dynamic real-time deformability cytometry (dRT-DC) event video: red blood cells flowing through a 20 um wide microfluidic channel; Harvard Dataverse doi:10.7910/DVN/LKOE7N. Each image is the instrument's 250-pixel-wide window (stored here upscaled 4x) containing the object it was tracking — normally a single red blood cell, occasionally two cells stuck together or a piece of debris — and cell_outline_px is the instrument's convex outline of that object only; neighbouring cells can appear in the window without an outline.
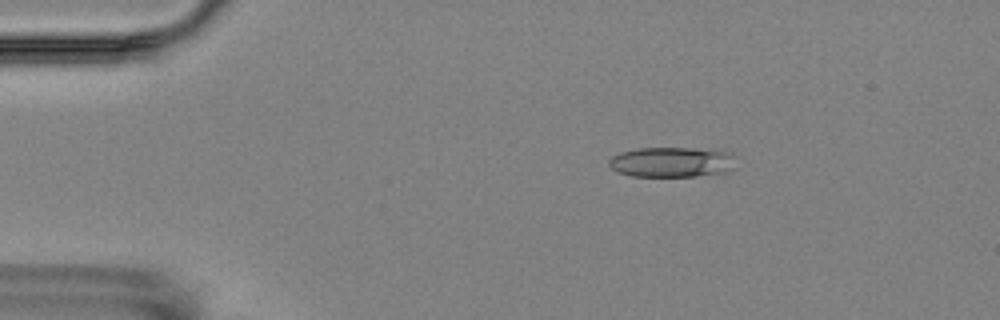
{"species": "Egyptian fruit bat (a non-hibernating species)", "species_latin": "Rousettus aegyptiacus", "temperature_condition": "room temperature", "stored_images_in_passage": 4, "camera_frame_rate_fps": 3000, "um_per_image_px": 0.085, "animal": {"sex": "female"}, "frame": {"image": 1, "passage_image": 2, "time_ms": 2.333, "image_size_px": [1000, 320], "cell_outline_px": [[732, 168], [724, 172], [696, 176], [632, 176], [616, 172], [608, 164], [608, 160], [612, 156], [620, 152], [636, 148], [692, 148], [728, 152], [732, 156]], "centroid_in_image_um": [57.0, 13.78], "position_along_channel_um": 28.0, "area_um2": 22.08}}